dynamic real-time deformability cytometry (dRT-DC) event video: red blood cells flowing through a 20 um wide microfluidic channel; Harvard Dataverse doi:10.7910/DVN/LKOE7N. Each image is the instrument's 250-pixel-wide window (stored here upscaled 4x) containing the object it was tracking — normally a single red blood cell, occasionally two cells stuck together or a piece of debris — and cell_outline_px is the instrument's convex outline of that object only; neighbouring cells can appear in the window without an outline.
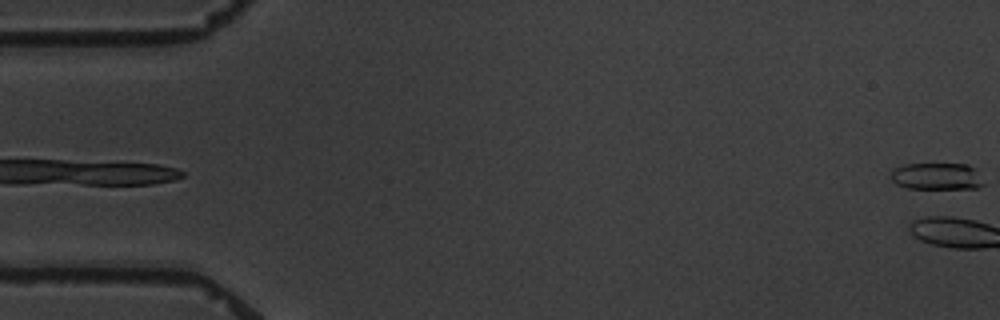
{"species": "common noctule bat (a hibernating species)", "species_latin": "Nyctalus noctula", "temperature_condition": "warm", "stored_images_in_passage": 10, "camera_frame_rate_fps": 3000, "um_per_image_px": 0.085, "animal": {"sex": "male", "body_mass_g": 19.5, "forearm_length_mm": 54.6}, "frame": {"image": 1, "passage_image": 1, "time_ms": 0.0, "image_size_px": [1000, 320], "cell_outline_px": [[984, 184], [980, 188], [908, 188], [896, 184], [892, 180], [892, 168], [904, 164], [968, 164], [976, 168]], "centroid_in_image_um": [79.64, 14.98], "position_along_channel_um": 5.4, "area_um2": 14.57}}
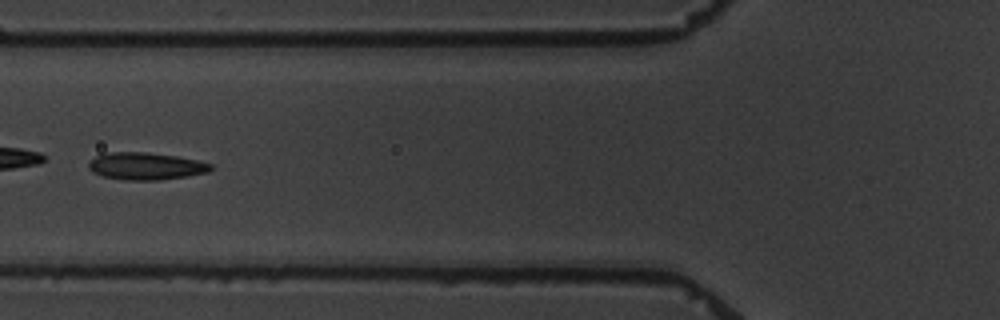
{"frame": {"image": 2, "passage_image": 7, "time_ms": 7.667, "image_size_px": [1000, 320], "cell_outline_px": [[212, 168], [208, 172], [188, 176], [160, 180], [124, 180], [104, 176], [92, 172], [88, 168], [88, 160], [104, 152], [144, 152], [176, 156], [196, 160], [212, 164]], "centroid_in_image_um": [12.35, 14.12], "position_along_channel_um": 113.4, "area_um2": 19.48}}
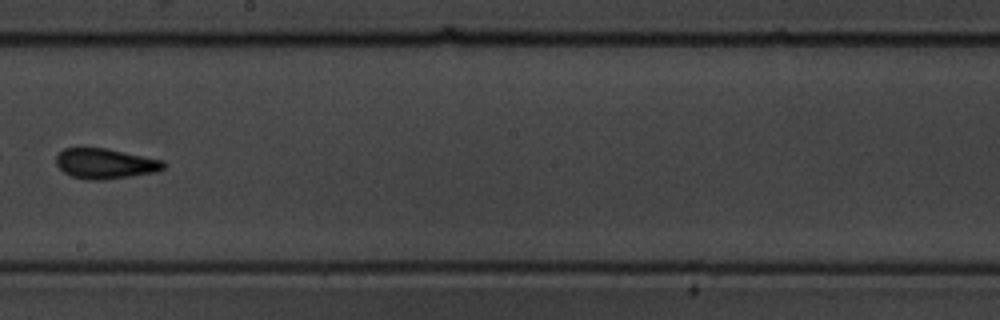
{"frame": {"image": 3, "passage_image": 10, "time_ms": 11.333, "image_size_px": [1000, 320], "cell_outline_px": [[164, 168], [156, 172], [132, 176], [100, 180], [84, 180], [72, 176], [64, 172], [56, 164], [56, 156], [64, 148], [108, 148], [164, 160]], "centroid_in_image_um": [8.95, 13.9], "position_along_channel_um": 239.2, "area_um2": 19.02}}